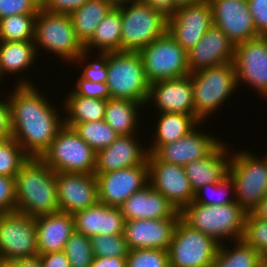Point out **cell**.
<instances>
[{"label": "cell", "instance_id": "1", "mask_svg": "<svg viewBox=\"0 0 267 267\" xmlns=\"http://www.w3.org/2000/svg\"><path fill=\"white\" fill-rule=\"evenodd\" d=\"M20 79L17 80L18 84L15 83L14 91L7 95L12 138L28 157L41 158L64 126V118H60L61 111L51 105L37 85L30 79Z\"/></svg>", "mask_w": 267, "mask_h": 267}, {"label": "cell", "instance_id": "2", "mask_svg": "<svg viewBox=\"0 0 267 267\" xmlns=\"http://www.w3.org/2000/svg\"><path fill=\"white\" fill-rule=\"evenodd\" d=\"M55 173L41 158L29 157L15 177L16 211L31 217L59 212Z\"/></svg>", "mask_w": 267, "mask_h": 267}, {"label": "cell", "instance_id": "3", "mask_svg": "<svg viewBox=\"0 0 267 267\" xmlns=\"http://www.w3.org/2000/svg\"><path fill=\"white\" fill-rule=\"evenodd\" d=\"M33 42L37 54L41 47L59 56L62 62H74V65L81 62L84 64L88 60L87 56L91 55L77 38L69 14L49 13L43 8L36 16Z\"/></svg>", "mask_w": 267, "mask_h": 267}, {"label": "cell", "instance_id": "4", "mask_svg": "<svg viewBox=\"0 0 267 267\" xmlns=\"http://www.w3.org/2000/svg\"><path fill=\"white\" fill-rule=\"evenodd\" d=\"M193 93V115L206 122L224 101L237 90L235 66L233 62L203 68L190 73ZM222 105V106H221Z\"/></svg>", "mask_w": 267, "mask_h": 267}, {"label": "cell", "instance_id": "5", "mask_svg": "<svg viewBox=\"0 0 267 267\" xmlns=\"http://www.w3.org/2000/svg\"><path fill=\"white\" fill-rule=\"evenodd\" d=\"M180 213L192 228L211 236L220 244L224 240L230 243L243 237L247 212L237 202L204 205L192 201Z\"/></svg>", "mask_w": 267, "mask_h": 267}, {"label": "cell", "instance_id": "6", "mask_svg": "<svg viewBox=\"0 0 267 267\" xmlns=\"http://www.w3.org/2000/svg\"><path fill=\"white\" fill-rule=\"evenodd\" d=\"M110 98L141 103L148 99V82L138 51L108 52L107 81Z\"/></svg>", "mask_w": 267, "mask_h": 267}, {"label": "cell", "instance_id": "7", "mask_svg": "<svg viewBox=\"0 0 267 267\" xmlns=\"http://www.w3.org/2000/svg\"><path fill=\"white\" fill-rule=\"evenodd\" d=\"M121 11V51H139L167 32V17L142 0L117 5Z\"/></svg>", "mask_w": 267, "mask_h": 267}, {"label": "cell", "instance_id": "8", "mask_svg": "<svg viewBox=\"0 0 267 267\" xmlns=\"http://www.w3.org/2000/svg\"><path fill=\"white\" fill-rule=\"evenodd\" d=\"M233 152L228 174L234 181L236 202L250 213L267 195V162L245 149Z\"/></svg>", "mask_w": 267, "mask_h": 267}, {"label": "cell", "instance_id": "9", "mask_svg": "<svg viewBox=\"0 0 267 267\" xmlns=\"http://www.w3.org/2000/svg\"><path fill=\"white\" fill-rule=\"evenodd\" d=\"M41 159L55 172L94 174L96 152L64 125Z\"/></svg>", "mask_w": 267, "mask_h": 267}, {"label": "cell", "instance_id": "10", "mask_svg": "<svg viewBox=\"0 0 267 267\" xmlns=\"http://www.w3.org/2000/svg\"><path fill=\"white\" fill-rule=\"evenodd\" d=\"M219 245L214 238L180 218L167 250L170 267H211Z\"/></svg>", "mask_w": 267, "mask_h": 267}, {"label": "cell", "instance_id": "11", "mask_svg": "<svg viewBox=\"0 0 267 267\" xmlns=\"http://www.w3.org/2000/svg\"><path fill=\"white\" fill-rule=\"evenodd\" d=\"M148 82L176 79L190 74L187 52L166 32L138 51Z\"/></svg>", "mask_w": 267, "mask_h": 267}, {"label": "cell", "instance_id": "12", "mask_svg": "<svg viewBox=\"0 0 267 267\" xmlns=\"http://www.w3.org/2000/svg\"><path fill=\"white\" fill-rule=\"evenodd\" d=\"M36 217L17 211L0 214V260L37 257Z\"/></svg>", "mask_w": 267, "mask_h": 267}, {"label": "cell", "instance_id": "13", "mask_svg": "<svg viewBox=\"0 0 267 267\" xmlns=\"http://www.w3.org/2000/svg\"><path fill=\"white\" fill-rule=\"evenodd\" d=\"M233 63L238 87L246 83L267 99V36L236 45Z\"/></svg>", "mask_w": 267, "mask_h": 267}, {"label": "cell", "instance_id": "14", "mask_svg": "<svg viewBox=\"0 0 267 267\" xmlns=\"http://www.w3.org/2000/svg\"><path fill=\"white\" fill-rule=\"evenodd\" d=\"M147 162L149 184L165 196L179 212L194 201L195 193L184 166L159 161L153 154H148Z\"/></svg>", "mask_w": 267, "mask_h": 267}, {"label": "cell", "instance_id": "15", "mask_svg": "<svg viewBox=\"0 0 267 267\" xmlns=\"http://www.w3.org/2000/svg\"><path fill=\"white\" fill-rule=\"evenodd\" d=\"M94 175L99 202L111 207H120L132 194L149 184L147 161L142 165Z\"/></svg>", "mask_w": 267, "mask_h": 267}, {"label": "cell", "instance_id": "16", "mask_svg": "<svg viewBox=\"0 0 267 267\" xmlns=\"http://www.w3.org/2000/svg\"><path fill=\"white\" fill-rule=\"evenodd\" d=\"M212 9L207 0L181 6L167 19V32L188 52L212 26Z\"/></svg>", "mask_w": 267, "mask_h": 267}, {"label": "cell", "instance_id": "17", "mask_svg": "<svg viewBox=\"0 0 267 267\" xmlns=\"http://www.w3.org/2000/svg\"><path fill=\"white\" fill-rule=\"evenodd\" d=\"M212 9V21L234 46L259 37L247 0H207Z\"/></svg>", "mask_w": 267, "mask_h": 267}, {"label": "cell", "instance_id": "18", "mask_svg": "<svg viewBox=\"0 0 267 267\" xmlns=\"http://www.w3.org/2000/svg\"><path fill=\"white\" fill-rule=\"evenodd\" d=\"M55 179L60 212L73 215L99 201L94 174L56 172Z\"/></svg>", "mask_w": 267, "mask_h": 267}, {"label": "cell", "instance_id": "19", "mask_svg": "<svg viewBox=\"0 0 267 267\" xmlns=\"http://www.w3.org/2000/svg\"><path fill=\"white\" fill-rule=\"evenodd\" d=\"M180 218L137 219L124 223V237L129 250H168Z\"/></svg>", "mask_w": 267, "mask_h": 267}, {"label": "cell", "instance_id": "20", "mask_svg": "<svg viewBox=\"0 0 267 267\" xmlns=\"http://www.w3.org/2000/svg\"><path fill=\"white\" fill-rule=\"evenodd\" d=\"M196 126L179 140L161 145L153 155L159 160L185 166L209 155L222 141Z\"/></svg>", "mask_w": 267, "mask_h": 267}, {"label": "cell", "instance_id": "21", "mask_svg": "<svg viewBox=\"0 0 267 267\" xmlns=\"http://www.w3.org/2000/svg\"><path fill=\"white\" fill-rule=\"evenodd\" d=\"M149 103L155 105L156 111L158 109L156 113L193 115V93L190 74L182 78L151 83L146 105Z\"/></svg>", "mask_w": 267, "mask_h": 267}, {"label": "cell", "instance_id": "22", "mask_svg": "<svg viewBox=\"0 0 267 267\" xmlns=\"http://www.w3.org/2000/svg\"><path fill=\"white\" fill-rule=\"evenodd\" d=\"M234 44L217 26L207 30L201 40L187 52L189 72L234 61Z\"/></svg>", "mask_w": 267, "mask_h": 267}, {"label": "cell", "instance_id": "23", "mask_svg": "<svg viewBox=\"0 0 267 267\" xmlns=\"http://www.w3.org/2000/svg\"><path fill=\"white\" fill-rule=\"evenodd\" d=\"M136 135H120L111 145L97 151L94 174L144 164L148 158V148L139 143Z\"/></svg>", "mask_w": 267, "mask_h": 267}, {"label": "cell", "instance_id": "24", "mask_svg": "<svg viewBox=\"0 0 267 267\" xmlns=\"http://www.w3.org/2000/svg\"><path fill=\"white\" fill-rule=\"evenodd\" d=\"M124 220L181 218V213L160 192L148 184L121 206Z\"/></svg>", "mask_w": 267, "mask_h": 267}, {"label": "cell", "instance_id": "25", "mask_svg": "<svg viewBox=\"0 0 267 267\" xmlns=\"http://www.w3.org/2000/svg\"><path fill=\"white\" fill-rule=\"evenodd\" d=\"M75 231L88 237L98 234L119 235L124 233V217L120 207L101 202L73 214Z\"/></svg>", "mask_w": 267, "mask_h": 267}, {"label": "cell", "instance_id": "26", "mask_svg": "<svg viewBox=\"0 0 267 267\" xmlns=\"http://www.w3.org/2000/svg\"><path fill=\"white\" fill-rule=\"evenodd\" d=\"M228 145L222 141L209 155L184 166L194 193L202 186L216 184L228 175L231 158Z\"/></svg>", "mask_w": 267, "mask_h": 267}, {"label": "cell", "instance_id": "27", "mask_svg": "<svg viewBox=\"0 0 267 267\" xmlns=\"http://www.w3.org/2000/svg\"><path fill=\"white\" fill-rule=\"evenodd\" d=\"M38 254L63 251L75 231L72 214L56 212L36 217Z\"/></svg>", "mask_w": 267, "mask_h": 267}, {"label": "cell", "instance_id": "28", "mask_svg": "<svg viewBox=\"0 0 267 267\" xmlns=\"http://www.w3.org/2000/svg\"><path fill=\"white\" fill-rule=\"evenodd\" d=\"M160 114L157 127L154 128V137L148 146V153L153 154L161 145L175 142L187 135L196 126L200 128V122L194 115L181 113H158ZM156 129V131H155Z\"/></svg>", "mask_w": 267, "mask_h": 267}, {"label": "cell", "instance_id": "29", "mask_svg": "<svg viewBox=\"0 0 267 267\" xmlns=\"http://www.w3.org/2000/svg\"><path fill=\"white\" fill-rule=\"evenodd\" d=\"M38 54L33 41H0V76L23 75L34 65ZM16 73V74H15Z\"/></svg>", "mask_w": 267, "mask_h": 267}, {"label": "cell", "instance_id": "30", "mask_svg": "<svg viewBox=\"0 0 267 267\" xmlns=\"http://www.w3.org/2000/svg\"><path fill=\"white\" fill-rule=\"evenodd\" d=\"M143 107L141 103L136 101L110 98L107 100L103 120L119 136L139 134L137 133V126L141 128V125L138 124L140 122L138 113Z\"/></svg>", "mask_w": 267, "mask_h": 267}, {"label": "cell", "instance_id": "31", "mask_svg": "<svg viewBox=\"0 0 267 267\" xmlns=\"http://www.w3.org/2000/svg\"><path fill=\"white\" fill-rule=\"evenodd\" d=\"M84 49L92 55L98 51H121V11L117 6H114L98 24L94 35L84 45Z\"/></svg>", "mask_w": 267, "mask_h": 267}, {"label": "cell", "instance_id": "32", "mask_svg": "<svg viewBox=\"0 0 267 267\" xmlns=\"http://www.w3.org/2000/svg\"><path fill=\"white\" fill-rule=\"evenodd\" d=\"M114 5L107 0H89L70 14L77 38L85 45Z\"/></svg>", "mask_w": 267, "mask_h": 267}, {"label": "cell", "instance_id": "33", "mask_svg": "<svg viewBox=\"0 0 267 267\" xmlns=\"http://www.w3.org/2000/svg\"><path fill=\"white\" fill-rule=\"evenodd\" d=\"M63 99L64 123L95 122L104 119L107 101L79 95H67Z\"/></svg>", "mask_w": 267, "mask_h": 267}, {"label": "cell", "instance_id": "34", "mask_svg": "<svg viewBox=\"0 0 267 267\" xmlns=\"http://www.w3.org/2000/svg\"><path fill=\"white\" fill-rule=\"evenodd\" d=\"M233 242V248L230 249L226 244L219 245V251L211 267H258L264 258L243 239Z\"/></svg>", "mask_w": 267, "mask_h": 267}, {"label": "cell", "instance_id": "35", "mask_svg": "<svg viewBox=\"0 0 267 267\" xmlns=\"http://www.w3.org/2000/svg\"><path fill=\"white\" fill-rule=\"evenodd\" d=\"M95 152L111 145L119 136L104 120L83 123H64Z\"/></svg>", "mask_w": 267, "mask_h": 267}, {"label": "cell", "instance_id": "36", "mask_svg": "<svg viewBox=\"0 0 267 267\" xmlns=\"http://www.w3.org/2000/svg\"><path fill=\"white\" fill-rule=\"evenodd\" d=\"M37 14H16L0 19V41H33Z\"/></svg>", "mask_w": 267, "mask_h": 267}, {"label": "cell", "instance_id": "37", "mask_svg": "<svg viewBox=\"0 0 267 267\" xmlns=\"http://www.w3.org/2000/svg\"><path fill=\"white\" fill-rule=\"evenodd\" d=\"M211 191L212 193H214L209 194L212 197L208 194L206 195V193H209ZM230 194L231 196H229ZM194 202L204 205H225L236 202L235 185L233 179L228 174L216 184H206L205 186H202L195 192Z\"/></svg>", "mask_w": 267, "mask_h": 267}, {"label": "cell", "instance_id": "38", "mask_svg": "<svg viewBox=\"0 0 267 267\" xmlns=\"http://www.w3.org/2000/svg\"><path fill=\"white\" fill-rule=\"evenodd\" d=\"M63 251L71 267H90L94 259L90 237L77 231L72 233Z\"/></svg>", "mask_w": 267, "mask_h": 267}, {"label": "cell", "instance_id": "39", "mask_svg": "<svg viewBox=\"0 0 267 267\" xmlns=\"http://www.w3.org/2000/svg\"><path fill=\"white\" fill-rule=\"evenodd\" d=\"M94 257H126L129 253L124 234H98L90 237Z\"/></svg>", "mask_w": 267, "mask_h": 267}, {"label": "cell", "instance_id": "40", "mask_svg": "<svg viewBox=\"0 0 267 267\" xmlns=\"http://www.w3.org/2000/svg\"><path fill=\"white\" fill-rule=\"evenodd\" d=\"M242 239L252 246L263 258H267V220L246 214Z\"/></svg>", "mask_w": 267, "mask_h": 267}, {"label": "cell", "instance_id": "41", "mask_svg": "<svg viewBox=\"0 0 267 267\" xmlns=\"http://www.w3.org/2000/svg\"><path fill=\"white\" fill-rule=\"evenodd\" d=\"M28 158L21 146L11 138L0 148V175L15 178L19 172L20 166Z\"/></svg>", "mask_w": 267, "mask_h": 267}, {"label": "cell", "instance_id": "42", "mask_svg": "<svg viewBox=\"0 0 267 267\" xmlns=\"http://www.w3.org/2000/svg\"><path fill=\"white\" fill-rule=\"evenodd\" d=\"M126 267H170L168 251L149 248L129 250Z\"/></svg>", "mask_w": 267, "mask_h": 267}, {"label": "cell", "instance_id": "43", "mask_svg": "<svg viewBox=\"0 0 267 267\" xmlns=\"http://www.w3.org/2000/svg\"><path fill=\"white\" fill-rule=\"evenodd\" d=\"M42 0H0V19L16 14H38Z\"/></svg>", "mask_w": 267, "mask_h": 267}, {"label": "cell", "instance_id": "44", "mask_svg": "<svg viewBox=\"0 0 267 267\" xmlns=\"http://www.w3.org/2000/svg\"><path fill=\"white\" fill-rule=\"evenodd\" d=\"M76 84L73 90L67 95H79L87 98H95V99H110V93L108 90L107 83L102 82H92L87 79H83L81 76L77 78Z\"/></svg>", "mask_w": 267, "mask_h": 267}, {"label": "cell", "instance_id": "45", "mask_svg": "<svg viewBox=\"0 0 267 267\" xmlns=\"http://www.w3.org/2000/svg\"><path fill=\"white\" fill-rule=\"evenodd\" d=\"M96 56L94 55L95 59L93 58V61L89 62L88 60L85 66H81V68H84L80 76L92 82L106 83L108 52H98Z\"/></svg>", "mask_w": 267, "mask_h": 267}, {"label": "cell", "instance_id": "46", "mask_svg": "<svg viewBox=\"0 0 267 267\" xmlns=\"http://www.w3.org/2000/svg\"><path fill=\"white\" fill-rule=\"evenodd\" d=\"M16 211L15 178L0 175V214Z\"/></svg>", "mask_w": 267, "mask_h": 267}, {"label": "cell", "instance_id": "47", "mask_svg": "<svg viewBox=\"0 0 267 267\" xmlns=\"http://www.w3.org/2000/svg\"><path fill=\"white\" fill-rule=\"evenodd\" d=\"M259 36H267V0H247Z\"/></svg>", "mask_w": 267, "mask_h": 267}, {"label": "cell", "instance_id": "48", "mask_svg": "<svg viewBox=\"0 0 267 267\" xmlns=\"http://www.w3.org/2000/svg\"><path fill=\"white\" fill-rule=\"evenodd\" d=\"M89 0H42V8L54 14H71Z\"/></svg>", "mask_w": 267, "mask_h": 267}, {"label": "cell", "instance_id": "49", "mask_svg": "<svg viewBox=\"0 0 267 267\" xmlns=\"http://www.w3.org/2000/svg\"><path fill=\"white\" fill-rule=\"evenodd\" d=\"M0 137H12L11 110L8 97H5L4 100L0 98Z\"/></svg>", "mask_w": 267, "mask_h": 267}, {"label": "cell", "instance_id": "50", "mask_svg": "<svg viewBox=\"0 0 267 267\" xmlns=\"http://www.w3.org/2000/svg\"><path fill=\"white\" fill-rule=\"evenodd\" d=\"M43 267H71L64 251L39 254Z\"/></svg>", "mask_w": 267, "mask_h": 267}, {"label": "cell", "instance_id": "51", "mask_svg": "<svg viewBox=\"0 0 267 267\" xmlns=\"http://www.w3.org/2000/svg\"><path fill=\"white\" fill-rule=\"evenodd\" d=\"M90 267H126V257H94Z\"/></svg>", "mask_w": 267, "mask_h": 267}, {"label": "cell", "instance_id": "52", "mask_svg": "<svg viewBox=\"0 0 267 267\" xmlns=\"http://www.w3.org/2000/svg\"><path fill=\"white\" fill-rule=\"evenodd\" d=\"M152 6L155 10L163 13L167 18L171 16L177 9L173 0H142Z\"/></svg>", "mask_w": 267, "mask_h": 267}, {"label": "cell", "instance_id": "53", "mask_svg": "<svg viewBox=\"0 0 267 267\" xmlns=\"http://www.w3.org/2000/svg\"><path fill=\"white\" fill-rule=\"evenodd\" d=\"M6 262L9 264L10 267H43L39 256Z\"/></svg>", "mask_w": 267, "mask_h": 267}, {"label": "cell", "instance_id": "54", "mask_svg": "<svg viewBox=\"0 0 267 267\" xmlns=\"http://www.w3.org/2000/svg\"><path fill=\"white\" fill-rule=\"evenodd\" d=\"M251 213L257 218L267 220V195L256 205Z\"/></svg>", "mask_w": 267, "mask_h": 267}, {"label": "cell", "instance_id": "55", "mask_svg": "<svg viewBox=\"0 0 267 267\" xmlns=\"http://www.w3.org/2000/svg\"><path fill=\"white\" fill-rule=\"evenodd\" d=\"M202 0H173L174 6L176 8H179L181 6H186V5H193L195 3H198Z\"/></svg>", "mask_w": 267, "mask_h": 267}, {"label": "cell", "instance_id": "56", "mask_svg": "<svg viewBox=\"0 0 267 267\" xmlns=\"http://www.w3.org/2000/svg\"><path fill=\"white\" fill-rule=\"evenodd\" d=\"M107 1H110L114 6H117L123 3H128L132 0H107Z\"/></svg>", "mask_w": 267, "mask_h": 267}, {"label": "cell", "instance_id": "57", "mask_svg": "<svg viewBox=\"0 0 267 267\" xmlns=\"http://www.w3.org/2000/svg\"><path fill=\"white\" fill-rule=\"evenodd\" d=\"M12 137H0V148H2Z\"/></svg>", "mask_w": 267, "mask_h": 267}, {"label": "cell", "instance_id": "58", "mask_svg": "<svg viewBox=\"0 0 267 267\" xmlns=\"http://www.w3.org/2000/svg\"><path fill=\"white\" fill-rule=\"evenodd\" d=\"M258 267H267V258H264L258 265Z\"/></svg>", "mask_w": 267, "mask_h": 267}, {"label": "cell", "instance_id": "59", "mask_svg": "<svg viewBox=\"0 0 267 267\" xmlns=\"http://www.w3.org/2000/svg\"><path fill=\"white\" fill-rule=\"evenodd\" d=\"M0 267H10L6 261L0 260Z\"/></svg>", "mask_w": 267, "mask_h": 267}, {"label": "cell", "instance_id": "60", "mask_svg": "<svg viewBox=\"0 0 267 267\" xmlns=\"http://www.w3.org/2000/svg\"><path fill=\"white\" fill-rule=\"evenodd\" d=\"M264 157V159L266 160V162H267V152H266V155H263Z\"/></svg>", "mask_w": 267, "mask_h": 267}]
</instances>
